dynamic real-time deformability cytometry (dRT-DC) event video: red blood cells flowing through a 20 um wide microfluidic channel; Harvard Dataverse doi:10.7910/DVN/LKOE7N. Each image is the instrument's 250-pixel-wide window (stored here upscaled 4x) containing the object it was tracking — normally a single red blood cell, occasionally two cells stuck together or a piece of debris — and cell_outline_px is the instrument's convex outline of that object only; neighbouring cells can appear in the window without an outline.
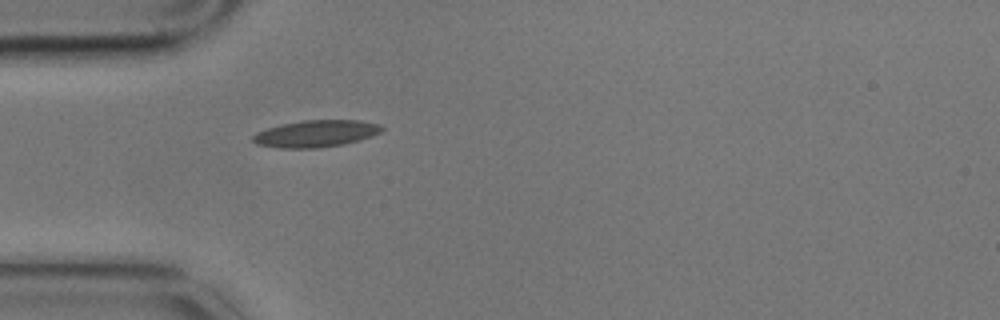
{"species": "common noctule bat (a hibernating species)", "species_latin": "Nyctalus noctula", "temperature_condition": "cold", "stored_images_in_passage": 1, "camera_frame_rate_fps": 3000, "um_per_image_px": 0.085, "animal": {"sex": "male", "body_mass_g": 17.9}, "frame": {"image": 1, "passage_image": 1, "time_ms": 0.0, "image_size_px": [1000, 320], "cell_outline_px": [[384, 128], [380, 132], [372, 136], [360, 140], [344, 144], [320, 148], [276, 148], [256, 144], [252, 140], [252, 136], [256, 132], [268, 128], [284, 124], [304, 120], [360, 120], [380, 124]], "centroid_in_image_um": [26.86, 11.36], "position_along_channel_um": 58.1, "area_um2": 20.29}}